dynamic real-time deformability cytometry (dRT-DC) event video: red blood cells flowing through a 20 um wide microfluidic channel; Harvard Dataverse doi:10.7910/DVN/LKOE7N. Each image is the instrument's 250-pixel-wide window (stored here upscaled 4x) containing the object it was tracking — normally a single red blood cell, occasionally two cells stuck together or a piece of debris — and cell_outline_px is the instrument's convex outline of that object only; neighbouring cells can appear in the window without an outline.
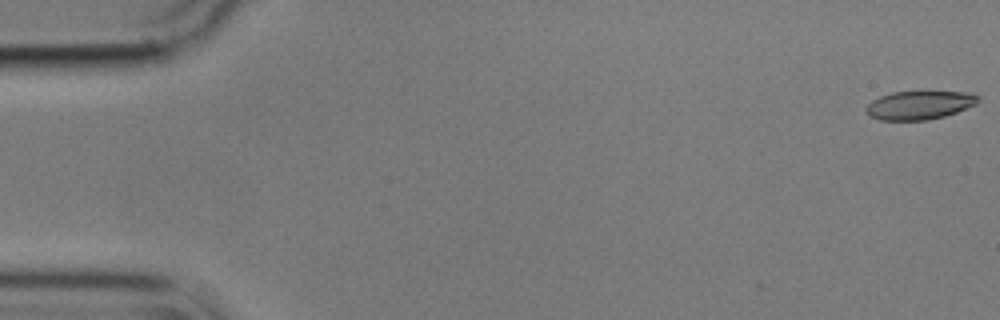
{"species": "common noctule bat (a hibernating species)", "species_latin": "Nyctalus noctula", "temperature_condition": "cold", "stored_images_in_passage": 21, "camera_frame_rate_fps": 3000, "um_per_image_px": 0.085, "animal": {"sex": "male", "body_mass_g": 17.9}, "frame": {"image": 1, "passage_image": 1, "time_ms": 0.0, "image_size_px": [1000, 320], "cell_outline_px": [[980, 100], [976, 104], [956, 112], [944, 116], [928, 120], [880, 120], [868, 116], [864, 108], [872, 100], [880, 96], [892, 92], [924, 88], [972, 92], [980, 96]], "centroid_in_image_um": [78.19, 8.86], "position_along_channel_um": 6.8, "area_um2": 19.88}}
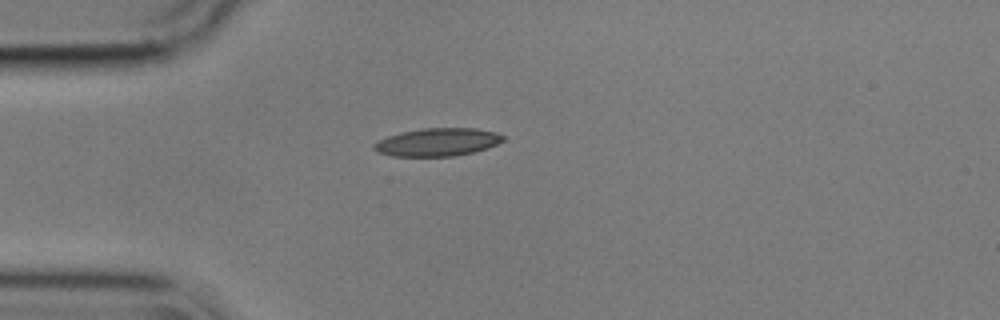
{"frame": {"image": 2, "passage_image": 15, "time_ms": 4.667, "image_size_px": [1000, 320], "cell_outline_px": [[504, 140], [488, 148], [472, 152], [452, 156], [392, 156], [376, 152], [372, 148], [372, 144], [376, 140], [400, 132], [420, 128], [476, 128], [496, 132], [504, 136]], "centroid_in_image_um": [37.13, 12.07], "position_along_channel_um": 47.9, "area_um2": 21.21}}
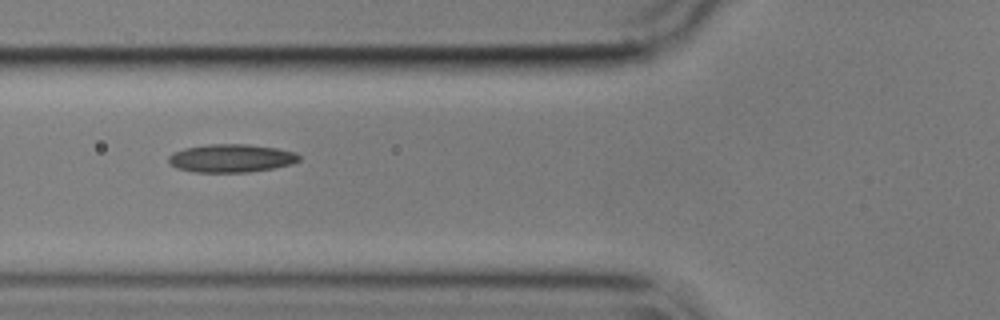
{"frame": {"image": 3, "passage_image": 21, "time_ms": 6.667, "image_size_px": [1000, 320], "cell_outline_px": [[300, 160], [292, 164], [272, 168], [248, 172], [192, 172], [176, 168], [168, 160], [168, 156], [172, 152], [184, 148], [208, 144], [248, 144], [276, 148], [296, 152], [300, 156]], "centroid_in_image_um": [19.64, 13.44], "position_along_channel_um": 106.2, "area_um2": 21.5}}